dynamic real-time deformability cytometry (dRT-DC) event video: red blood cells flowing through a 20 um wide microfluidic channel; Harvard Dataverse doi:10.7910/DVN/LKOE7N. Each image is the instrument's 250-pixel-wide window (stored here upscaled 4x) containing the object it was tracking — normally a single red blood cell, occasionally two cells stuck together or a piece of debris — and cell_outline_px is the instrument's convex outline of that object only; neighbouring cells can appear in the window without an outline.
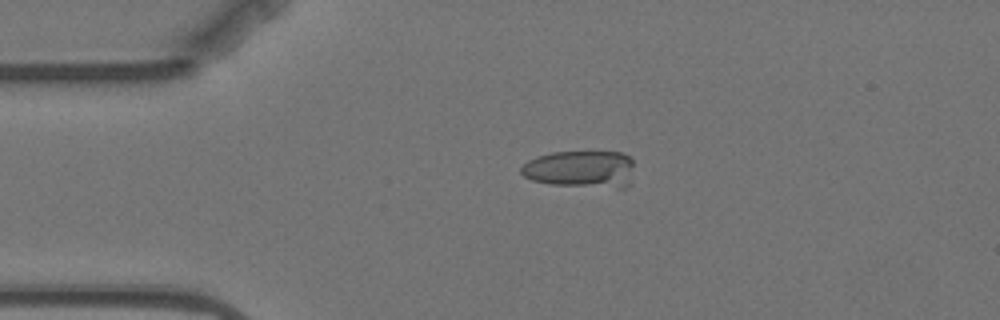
{"species": "Egyptian fruit bat (a non-hibernating species)", "species_latin": "Rousettus aegyptiacus", "temperature_condition": "warm", "stored_images_in_passage": 4, "camera_frame_rate_fps": 3000, "um_per_image_px": 0.085, "animal": {"sex": "female"}, "frame": {"image": 1, "passage_image": 3, "time_ms": 3.333, "image_size_px": [1000, 320], "cell_outline_px": [[632, 184], [628, 188], [620, 188], [552, 184], [532, 180], [524, 176], [520, 172], [520, 168], [528, 160], [536, 156], [552, 152], [624, 152], [632, 160]], "centroid_in_image_um": [49.39, 14.38], "position_along_channel_um": 35.6, "area_um2": 24.74}}